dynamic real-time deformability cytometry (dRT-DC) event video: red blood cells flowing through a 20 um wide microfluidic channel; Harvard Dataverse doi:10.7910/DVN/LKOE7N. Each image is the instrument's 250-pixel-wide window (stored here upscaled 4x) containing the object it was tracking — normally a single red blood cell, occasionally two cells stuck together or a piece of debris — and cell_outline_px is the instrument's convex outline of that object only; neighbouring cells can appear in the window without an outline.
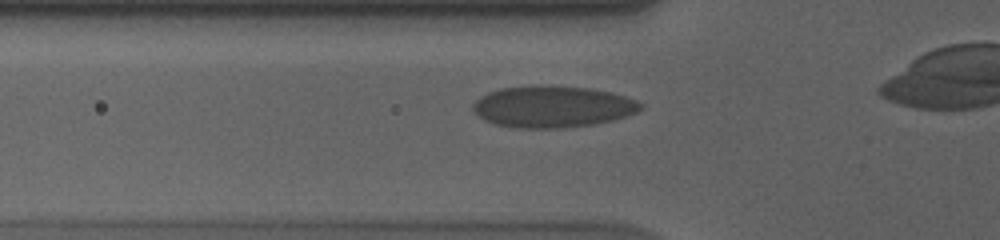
{"species": "human", "species_latin": "Homo sapiens", "temperature_condition": "cold", "stored_images_in_passage": 33, "camera_frame_rate_fps": 3000, "um_per_image_px": 0.085, "donor": {"sex": "male"}, "frame": {"image": 1, "passage_image": 5, "time_ms": 1.333, "image_size_px": [1000, 240], "cell_outline_px": [[644, 108], [636, 112], [612, 120], [592, 124], [564, 128], [512, 128], [496, 124], [484, 120], [472, 108], [472, 104], [480, 96], [488, 92], [500, 88], [532, 84], [588, 88], [612, 92], [636, 100], [644, 104]], "centroid_in_image_um": [46.95, 9.05], "position_along_channel_um": 78.9, "area_um2": 40.86}}
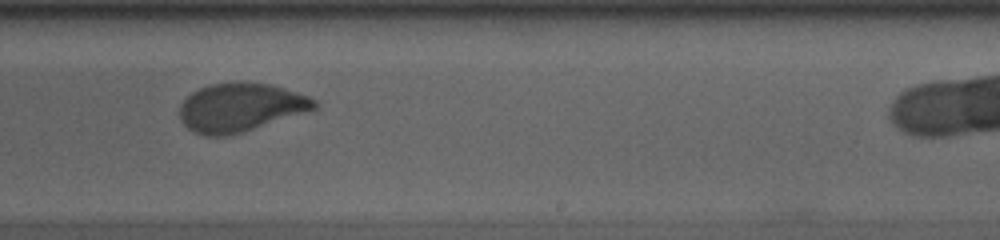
{"frame": {"image": 2, "passage_image": 21, "time_ms": 6.667, "image_size_px": [1000, 240], "cell_outline_px": [[320, 104], [316, 108], [244, 132], [228, 136], [204, 136], [192, 132], [180, 120], [180, 104], [192, 92], [200, 88], [212, 84], [244, 80], [268, 84], [284, 88], [308, 96], [316, 100]], "centroid_in_image_um": [20.42, 9.12], "position_along_channel_um": 268.6, "area_um2": 38.26}}
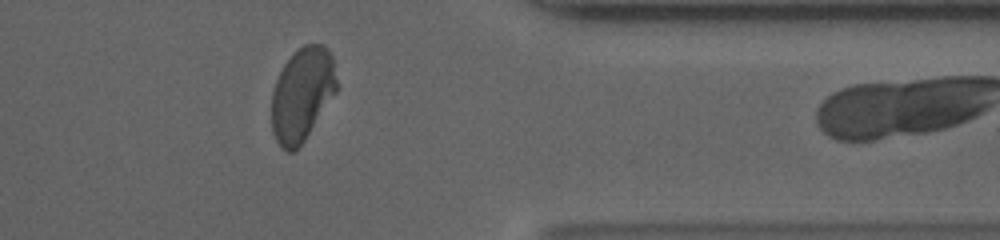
{"frame": {"image": 3, "passage_image": 32, "time_ms": 10.333, "image_size_px": [1000, 240], "cell_outline_px": [[336, 92], [304, 140], [292, 152], [288, 152], [280, 148], [272, 132], [272, 92], [276, 80], [284, 64], [292, 52], [296, 48], [304, 44], [324, 44], [328, 48], [332, 56], [336, 80]], "centroid_in_image_um": [25.66, 7.99], "position_along_channel_um": 385.7, "area_um2": 35.37}}